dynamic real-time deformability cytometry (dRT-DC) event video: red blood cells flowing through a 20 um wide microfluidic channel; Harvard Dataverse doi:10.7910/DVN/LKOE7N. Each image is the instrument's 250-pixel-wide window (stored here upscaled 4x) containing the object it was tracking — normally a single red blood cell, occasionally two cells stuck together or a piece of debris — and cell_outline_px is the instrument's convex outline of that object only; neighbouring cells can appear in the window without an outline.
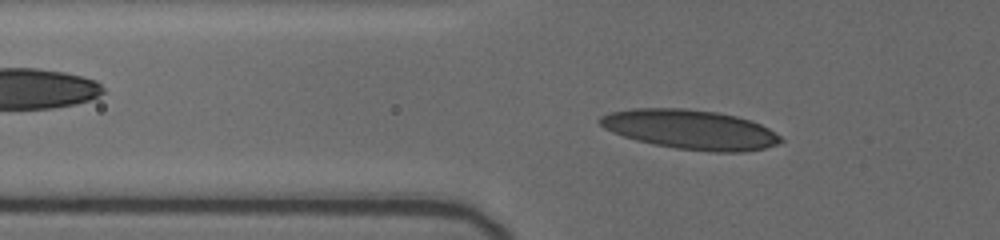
{"species": "human", "species_latin": "Homo sapiens", "temperature_condition": "cold", "stored_images_in_passage": 12, "camera_frame_rate_fps": 3000, "um_per_image_px": 0.085, "donor": {"sex": "female"}, "frame": {"image": 1, "passage_image": 9, "time_ms": 4.333, "image_size_px": [1000, 240], "cell_outline_px": [[784, 140], [776, 144], [764, 148], [744, 152], [712, 152], [676, 148], [636, 140], [624, 136], [604, 128], [600, 124], [600, 116], [612, 112], [636, 108], [684, 108], [716, 112], [736, 116], [752, 120], [768, 128], [780, 136]], "centroid_in_image_um": [58.72, 11.01], "position_along_channel_um": 67.1, "area_um2": 41.27}}